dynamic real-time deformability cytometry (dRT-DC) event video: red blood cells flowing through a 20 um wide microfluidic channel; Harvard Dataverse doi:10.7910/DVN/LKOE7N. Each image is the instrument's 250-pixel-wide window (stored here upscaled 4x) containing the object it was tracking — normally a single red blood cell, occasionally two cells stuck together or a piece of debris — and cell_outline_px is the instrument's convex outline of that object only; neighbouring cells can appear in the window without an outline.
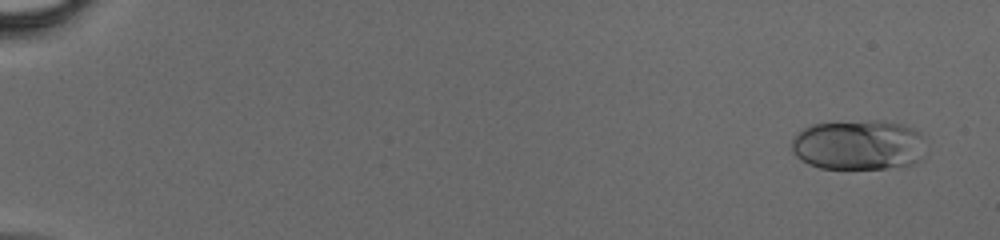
{"species": "human", "species_latin": "Homo sapiens", "temperature_condition": "cold", "stored_images_in_passage": 47, "camera_frame_rate_fps": 3000, "um_per_image_px": 0.085, "donor": {"sex": "male"}, "frame": {"image": 1, "passage_image": 3, "time_ms": 0.667, "image_size_px": [1000, 240], "cell_outline_px": [[920, 160], [912, 164], [884, 168], [820, 168], [808, 164], [800, 160], [792, 152], [792, 140], [804, 128], [812, 124], [836, 120], [884, 120], [904, 124], [920, 132]], "centroid_in_image_um": [72.9, 12.28], "position_along_channel_um": 12.1, "area_um2": 39.3}}
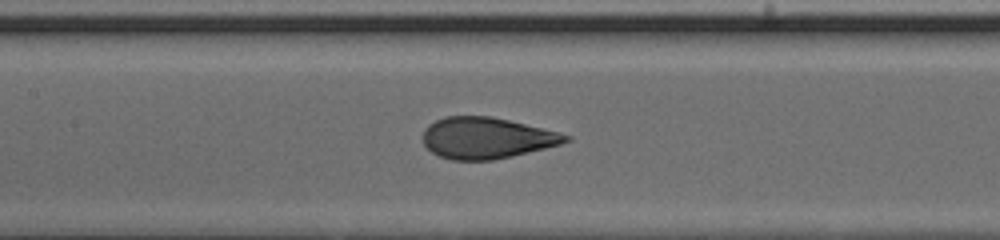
{"frame": {"image": 2, "passage_image": 25, "time_ms": 8.0, "image_size_px": [1000, 240], "cell_outline_px": [[572, 140], [560, 144], [512, 156], [492, 160], [452, 160], [440, 156], [432, 152], [424, 144], [424, 128], [428, 124], [444, 116], [492, 116], [560, 132], [572, 136]], "centroid_in_image_um": [41.37, 11.72], "position_along_channel_um": 166.0, "area_um2": 34.28}}
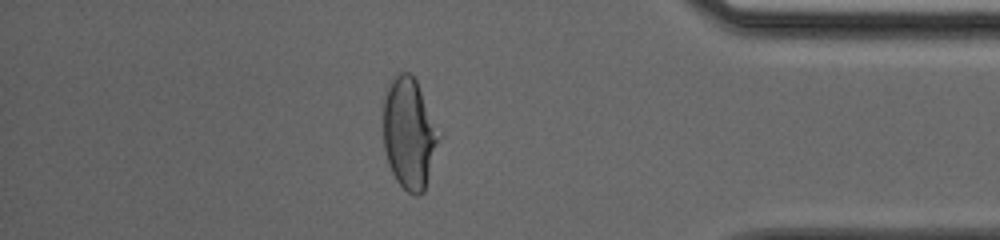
{"frame": {"image": 3, "passage_image": 42, "time_ms": 13.667, "image_size_px": [1000, 240], "cell_outline_px": [[440, 136], [424, 192], [420, 196], [412, 196], [396, 180], [388, 164], [384, 148], [384, 92], [392, 76], [400, 72], [408, 72], [416, 80]], "centroid_in_image_um": [34.75, 11.35], "position_along_channel_um": 400.5, "area_um2": 35.66}}